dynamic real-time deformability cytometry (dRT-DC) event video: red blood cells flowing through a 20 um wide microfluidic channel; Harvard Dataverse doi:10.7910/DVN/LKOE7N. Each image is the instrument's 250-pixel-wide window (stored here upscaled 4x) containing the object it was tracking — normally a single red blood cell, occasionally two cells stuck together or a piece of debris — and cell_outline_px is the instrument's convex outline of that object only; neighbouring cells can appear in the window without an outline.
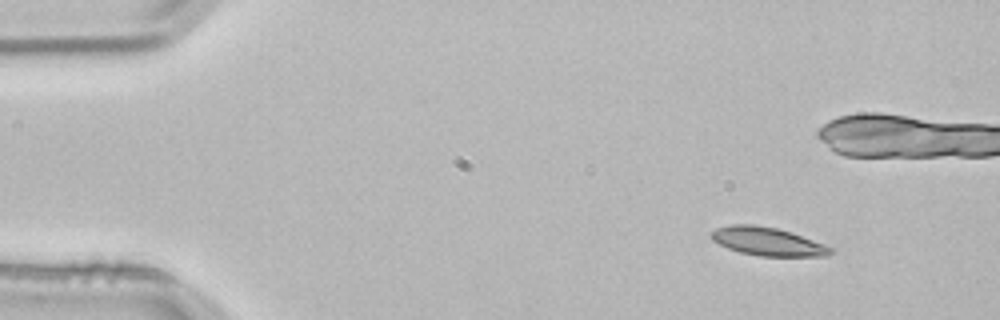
{"species": "common noctule bat (a hibernating species)", "species_latin": "Nyctalus noctula", "temperature_condition": "room temperature", "stored_images_in_passage": 3, "camera_frame_rate_fps": 3000, "um_per_image_px": 0.085, "animal": {"sex": "male", "body_mass_g": 21.5, "forearm_length_mm": 52.0}, "frame": {"image": 1, "passage_image": 1, "time_ms": 0.0, "image_size_px": [1000, 320], "cell_outline_px": [[836, 252], [828, 256], [760, 256], [740, 252], [728, 248], [712, 240], [712, 232], [716, 228], [732, 224], [752, 224], [776, 228], [792, 232], [836, 248]], "centroid_in_image_um": [65.33, 20.53], "position_along_channel_um": 19.7, "area_um2": 19.83}}